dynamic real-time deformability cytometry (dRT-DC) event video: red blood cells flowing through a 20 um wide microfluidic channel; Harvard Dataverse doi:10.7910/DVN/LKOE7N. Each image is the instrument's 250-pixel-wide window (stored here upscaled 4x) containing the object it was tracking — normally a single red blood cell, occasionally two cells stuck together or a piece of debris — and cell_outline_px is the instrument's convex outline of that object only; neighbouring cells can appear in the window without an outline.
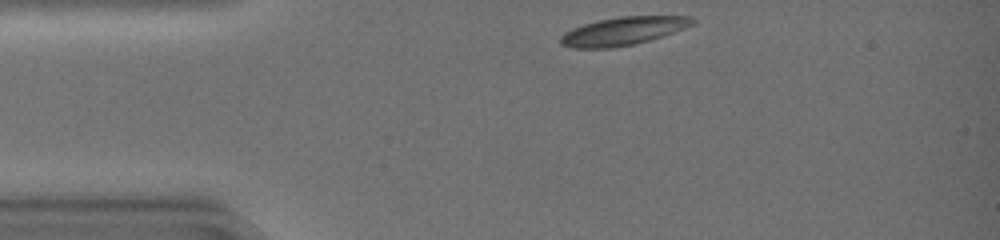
{"species": "common noctule bat (a hibernating species)", "species_latin": "Nyctalus noctula", "temperature_condition": "warm", "stored_images_in_passage": 33, "camera_frame_rate_fps": 3000, "um_per_image_px": 0.085, "animal": {"sex": "female", "body_mass_g": 19.0, "forearm_length_mm": 51.5}, "frame": {"image": 1, "passage_image": 1, "time_ms": 0.0, "image_size_px": [1000, 240], "cell_outline_px": [[696, 20], [692, 24], [684, 28], [648, 40], [632, 44], [612, 48], [572, 48], [560, 44], [560, 36], [564, 32], [572, 28], [584, 24], [600, 20], [620, 16], [692, 16]], "centroid_in_image_um": [52.92, 2.64], "position_along_channel_um": 32.1, "area_um2": 21.39}}
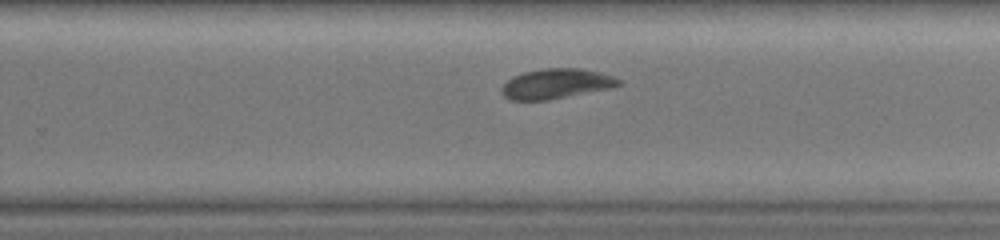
{"frame": {"image": 2, "passage_image": 22, "time_ms": 7.0, "image_size_px": [1000, 240], "cell_outline_px": [[624, 84], [616, 88], [548, 100], [508, 100], [500, 92], [500, 88], [512, 76], [524, 72], [544, 68], [580, 68], [600, 72], [624, 80]], "centroid_in_image_um": [47.34, 7.12], "position_along_channel_um": 282.5, "area_um2": 20.98}}
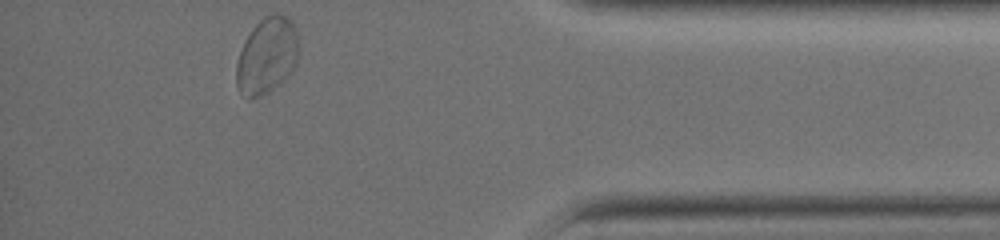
{"frame": {"image": 3, "passage_image": 33, "time_ms": 10.667, "image_size_px": [1000, 240], "cell_outline_px": [[300, 48], [296, 64], [292, 72], [268, 92], [252, 100], [236, 88], [236, 64], [244, 40], [252, 28], [264, 16], [272, 12], [276, 12], [288, 16], [292, 20], [296, 28], [300, 44]], "centroid_in_image_um": [22.72, 4.69], "position_along_channel_um": 412.5, "area_um2": 28.26}, "authors_computed_cell_mechanics": {"area_um2": 21.386, "velocity_mm_per_s": 4.1629, "shape_relaxation_time_tau1_ms": 3.5531, "shape_relaxation_time_tau2_ms": 2.5677, "deformation_change_tau1": 0.1435, "deformation_change_tau2": 0.0626}}